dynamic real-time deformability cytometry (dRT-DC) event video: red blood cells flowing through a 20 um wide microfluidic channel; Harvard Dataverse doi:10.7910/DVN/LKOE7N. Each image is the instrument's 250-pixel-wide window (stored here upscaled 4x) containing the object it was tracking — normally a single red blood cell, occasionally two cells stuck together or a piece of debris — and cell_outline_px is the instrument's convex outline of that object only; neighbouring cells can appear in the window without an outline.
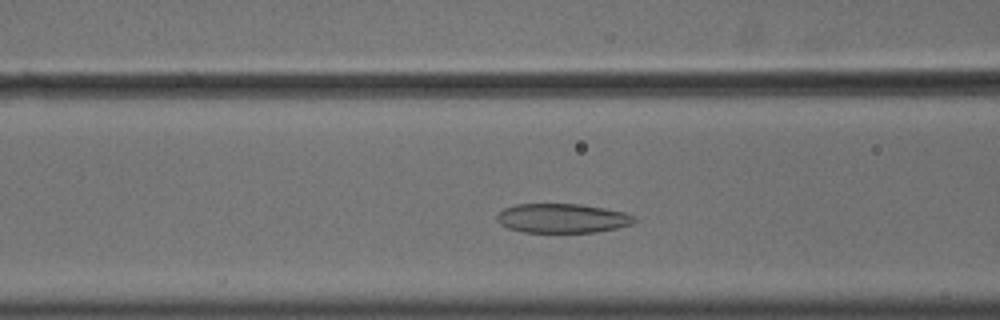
{"species": "common noctule bat (a hibernating species)", "species_latin": "Nyctalus noctula", "temperature_condition": "cold", "stored_images_in_passage": 38, "camera_frame_rate_fps": 3000, "um_per_image_px": 0.085, "animal": {"sex": "male", "body_mass_g": 18.8}, "frame": {"image": 1, "passage_image": 12, "time_ms": 3.667, "image_size_px": [1000, 320], "cell_outline_px": [[636, 220], [632, 224], [616, 228], [596, 232], [524, 232], [508, 228], [500, 224], [496, 220], [496, 216], [504, 208], [516, 204], [580, 204], [604, 208], [624, 212], [636, 216]], "centroid_in_image_um": [47.79, 18.55], "position_along_channel_um": 118.8, "area_um2": 23.47}}
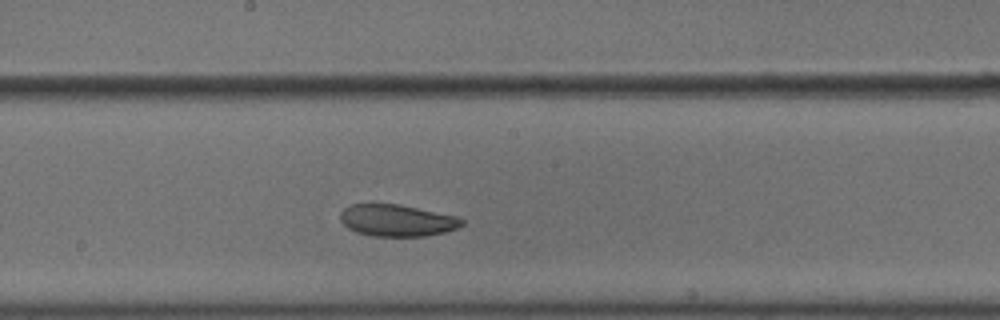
{"frame": {"image": 2, "passage_image": 20, "time_ms": 6.333, "image_size_px": [1000, 320], "cell_outline_px": [[464, 224], [456, 228], [444, 232], [424, 236], [372, 236], [356, 232], [348, 228], [340, 220], [340, 212], [348, 204], [400, 204], [456, 216], [464, 220]], "centroid_in_image_um": [33.71, 18.73], "position_along_channel_um": 214.5, "area_um2": 22.54}}
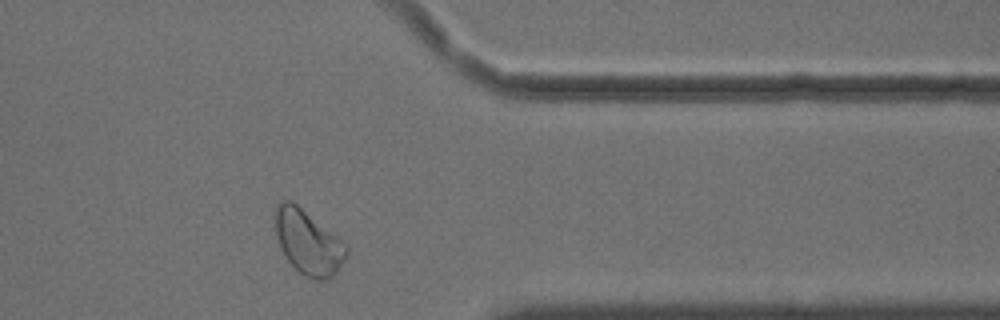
{"frame": {"image": 3, "passage_image": 35, "time_ms": 11.333, "image_size_px": [1000, 320], "cell_outline_px": [[348, 252], [344, 260], [332, 276], [328, 280], [316, 280], [304, 276], [284, 256], [280, 248], [276, 236], [276, 208], [280, 200], [292, 200], [348, 244]], "centroid_in_image_um": [26.2, 20.59], "position_along_channel_um": 385.2, "area_um2": 26.7}, "authors_computed_cell_mechanics": {"area_um2": 24.0159, "velocity_mm_per_s": 3.5814, "shape_relaxation_time_tau1_ms": 5.5041, "shape_relaxation_time_tau2_ms": 2.3593, "deformation_change_tau1": 0.1338, "deformation_change_tau2": 0.0779}}